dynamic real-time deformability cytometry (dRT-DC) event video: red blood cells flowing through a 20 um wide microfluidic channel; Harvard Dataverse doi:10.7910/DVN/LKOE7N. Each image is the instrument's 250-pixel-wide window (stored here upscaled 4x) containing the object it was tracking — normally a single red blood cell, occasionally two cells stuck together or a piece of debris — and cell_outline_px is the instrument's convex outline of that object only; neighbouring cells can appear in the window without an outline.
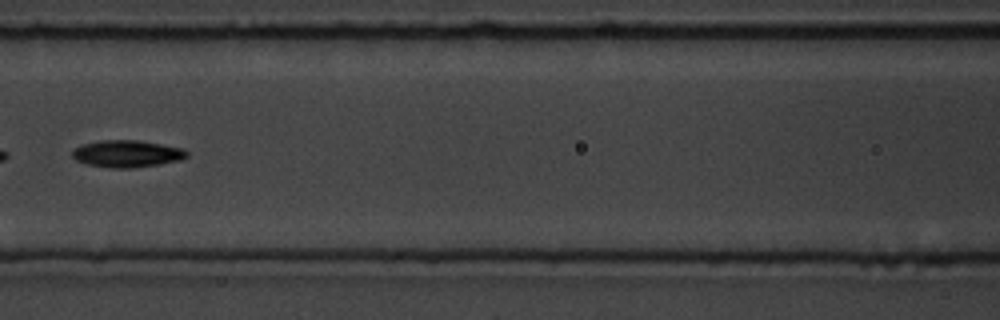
{"species": "common noctule bat (a hibernating species)", "species_latin": "Nyctalus noctula", "temperature_condition": "room temperature", "stored_images_in_passage": 11, "camera_frame_rate_fps": 3000, "um_per_image_px": 0.085, "animal": {"sex": "male", "body_mass_g": 19.5, "forearm_length_mm": 54.6}, "frame": {"image": 1, "passage_image": 7, "time_ms": 7.0, "image_size_px": [1000, 320], "cell_outline_px": [[188, 156], [180, 160], [160, 164], [132, 168], [108, 168], [88, 164], [76, 160], [72, 156], [72, 148], [84, 144], [100, 140], [136, 140], [184, 148], [188, 152]], "centroid_in_image_um": [10.79, 13.07], "position_along_channel_um": 155.8, "area_um2": 18.09}}
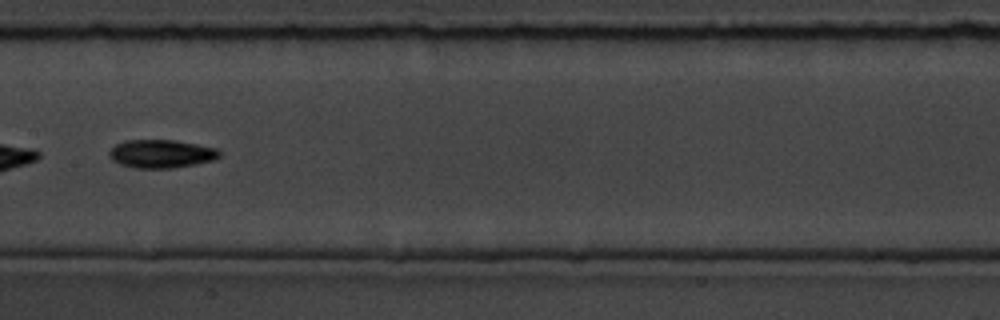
{"frame": {"image": 2, "passage_image": 8, "time_ms": 8.0, "image_size_px": [1000, 320], "cell_outline_px": [[220, 156], [212, 160], [196, 164], [172, 168], [132, 168], [120, 164], [112, 160], [108, 156], [108, 152], [116, 144], [124, 140], [176, 140], [216, 148], [220, 152]], "centroid_in_image_um": [13.67, 13.07], "position_along_channel_um": 193.7, "area_um2": 18.21}}
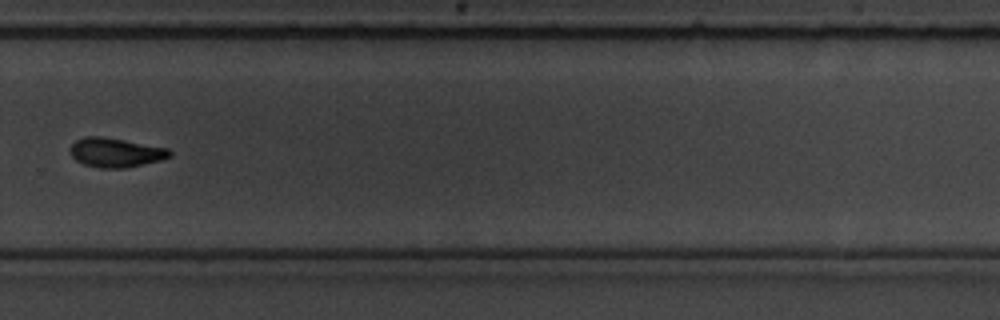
{"frame": {"image": 3, "passage_image": 11, "time_ms": 11.333, "image_size_px": [1000, 320], "cell_outline_px": [[172, 156], [160, 160], [144, 164], [124, 168], [100, 168], [84, 164], [76, 160], [72, 156], [72, 144], [76, 140], [84, 136], [104, 136], [168, 148], [172, 152]], "centroid_in_image_um": [9.85, 12.96], "position_along_channel_um": 319.9, "area_um2": 16.94}}